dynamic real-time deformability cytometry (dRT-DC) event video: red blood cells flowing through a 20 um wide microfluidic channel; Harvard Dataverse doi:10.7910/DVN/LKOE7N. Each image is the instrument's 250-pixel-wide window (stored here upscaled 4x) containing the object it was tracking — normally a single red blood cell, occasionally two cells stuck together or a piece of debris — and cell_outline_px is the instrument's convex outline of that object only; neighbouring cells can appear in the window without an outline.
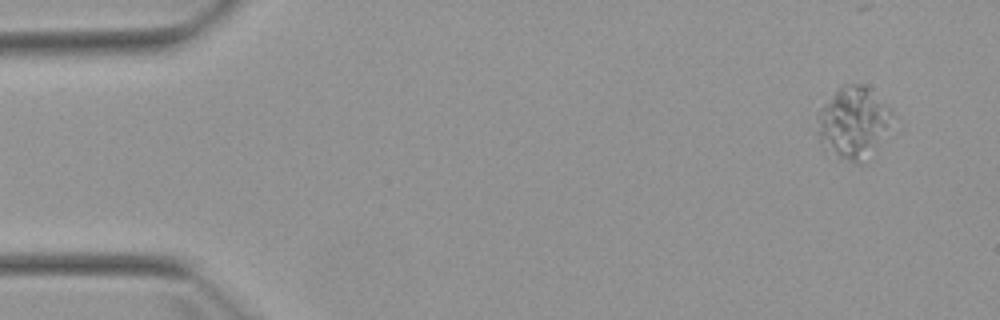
{"species": "Egyptian fruit bat (a non-hibernating species)", "species_latin": "Rousettus aegyptiacus", "temperature_condition": "warm", "stored_images_in_passage": 5, "camera_frame_rate_fps": 3000, "um_per_image_px": 0.085, "animal": {"sex": "female"}, "frame": {"image": 1, "passage_image": 1, "time_ms": 0.0, "image_size_px": [1000, 320], "cell_outline_px": [[904, 124], [900, 132], [864, 164], [856, 164], [824, 152], [820, 144], [816, 132], [816, 112], [840, 84], [860, 84], [892, 108]], "centroid_in_image_um": [72.73, 10.54], "position_along_channel_um": 12.3, "area_um2": 35.08}}
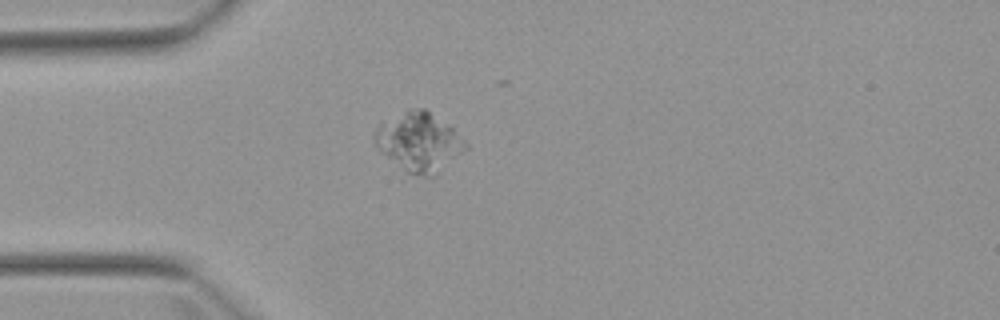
{"frame": {"image": 2, "passage_image": 4, "time_ms": 3.667, "image_size_px": [1000, 320], "cell_outline_px": [[468, 148], [432, 176], [424, 176], [408, 172], [380, 152], [376, 148], [376, 128], [380, 120], [408, 108], [424, 108], [448, 124], [468, 144]], "centroid_in_image_um": [35.58, 12.01], "position_along_channel_um": 49.4, "area_um2": 30.92}}